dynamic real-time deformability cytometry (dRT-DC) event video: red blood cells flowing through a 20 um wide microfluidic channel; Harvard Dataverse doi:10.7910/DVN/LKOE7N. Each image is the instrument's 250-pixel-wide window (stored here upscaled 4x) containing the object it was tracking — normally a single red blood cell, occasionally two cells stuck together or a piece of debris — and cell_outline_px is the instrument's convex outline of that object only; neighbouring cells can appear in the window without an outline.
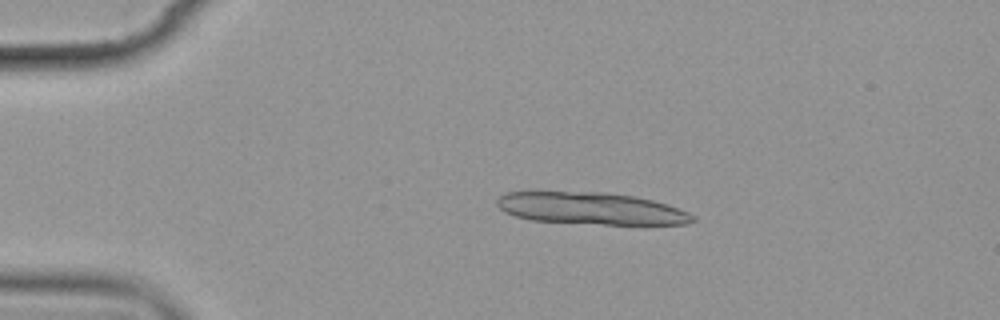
{"species": "common noctule bat (a hibernating species)", "species_latin": "Nyctalus noctula", "temperature_condition": "cold", "stored_images_in_passage": 5, "camera_frame_rate_fps": 3000, "um_per_image_px": 0.085, "animal": {"sex": "female", "body_mass_g": 19.9}, "frame": {"image": 1, "passage_image": 4, "time_ms": 3.333, "image_size_px": [1000, 320], "cell_outline_px": [[696, 220], [688, 224], [604, 224], [532, 220], [516, 216], [504, 212], [496, 204], [496, 200], [504, 192], [604, 192], [632, 196], [652, 200], [668, 204], [688, 212], [696, 216]], "centroid_in_image_um": [50.26, 17.71], "position_along_channel_um": 34.7, "area_um2": 36.36}}